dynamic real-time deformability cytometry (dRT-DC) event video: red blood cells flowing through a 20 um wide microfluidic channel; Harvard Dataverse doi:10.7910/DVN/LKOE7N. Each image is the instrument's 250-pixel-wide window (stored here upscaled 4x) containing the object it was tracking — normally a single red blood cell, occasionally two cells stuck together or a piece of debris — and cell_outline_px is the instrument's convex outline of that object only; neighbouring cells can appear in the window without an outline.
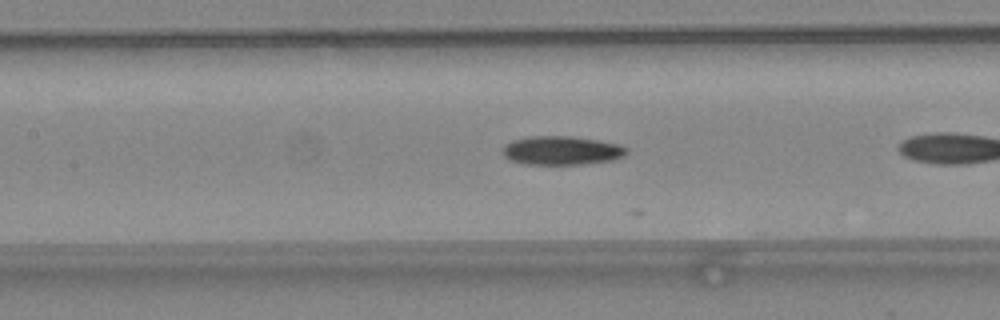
{"species": "common noctule bat (a hibernating species)", "species_latin": "Nyctalus noctula", "temperature_condition": "warm", "stored_images_in_passage": 10, "camera_frame_rate_fps": 3000, "um_per_image_px": 0.085, "animal": {"sex": "female", "body_mass_g": 24.6, "forearm_length_mm": 56.2}, "frame": {"image": 1, "passage_image": 6, "time_ms": 1.667, "image_size_px": [1000, 320], "cell_outline_px": [[628, 152], [624, 156], [612, 160], [580, 164], [524, 164], [508, 160], [500, 152], [504, 144], [512, 140], [528, 136], [572, 136], [620, 144], [628, 148]], "centroid_in_image_um": [47.69, 12.79], "position_along_channel_um": 159.7, "area_um2": 21.04}}